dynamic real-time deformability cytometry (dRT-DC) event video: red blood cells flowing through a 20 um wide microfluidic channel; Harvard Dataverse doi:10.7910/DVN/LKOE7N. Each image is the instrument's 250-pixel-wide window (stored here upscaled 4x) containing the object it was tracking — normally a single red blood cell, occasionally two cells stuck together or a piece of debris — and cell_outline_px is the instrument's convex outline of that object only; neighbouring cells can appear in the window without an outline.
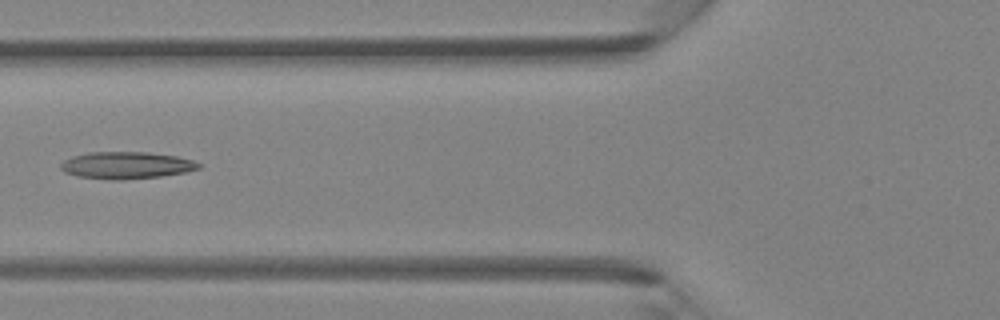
{"species": "Egyptian fruit bat (a non-hibernating species)", "species_latin": "Rousettus aegyptiacus", "temperature_condition": "room temperature", "stored_images_in_passage": 3, "camera_frame_rate_fps": 3000, "um_per_image_px": 0.085, "animal": {"sex": "female"}, "frame": {"image": 1, "passage_image": 3, "time_ms": 0.667, "image_size_px": [1000, 320], "cell_outline_px": [[200, 168], [184, 172], [160, 176], [124, 180], [112, 180], [76, 176], [64, 172], [60, 168], [60, 164], [64, 160], [72, 156], [88, 152], [148, 152], [176, 156], [192, 160], [200, 164]], "centroid_in_image_um": [10.69, 14.05], "position_along_channel_um": 115.1, "area_um2": 21.73}}